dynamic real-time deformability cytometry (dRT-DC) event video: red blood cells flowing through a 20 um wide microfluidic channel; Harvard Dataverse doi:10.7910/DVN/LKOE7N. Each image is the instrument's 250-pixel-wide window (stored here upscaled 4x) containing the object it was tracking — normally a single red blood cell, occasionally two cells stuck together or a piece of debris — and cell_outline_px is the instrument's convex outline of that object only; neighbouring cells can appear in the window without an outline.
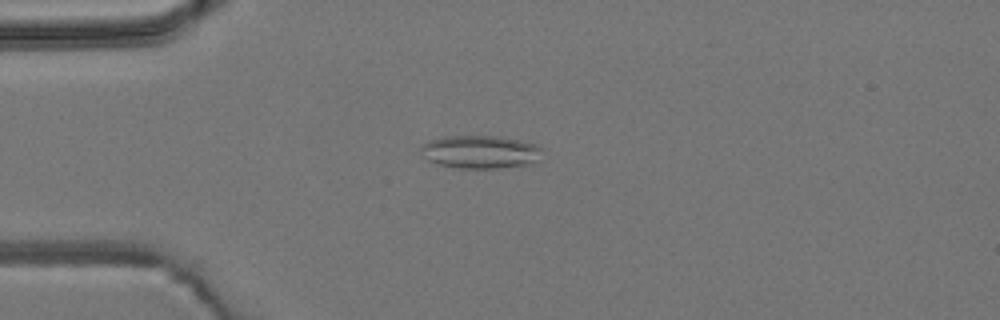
{"species": "common noctule bat (a hibernating species)", "species_latin": "Nyctalus noctula", "temperature_condition": "room temperature", "stored_images_in_passage": 4, "camera_frame_rate_fps": 3000, "um_per_image_px": 0.085, "animal": {"sex": "male", "body_mass_g": 19.2, "forearm_length_mm": 51.8}, "frame": {"image": 1, "passage_image": 1, "time_ms": 0.0, "image_size_px": [1000, 320], "cell_outline_px": [[540, 160], [532, 164], [496, 168], [460, 168], [440, 164], [428, 160], [420, 152], [420, 144], [428, 140], [444, 136], [500, 136], [520, 140], [536, 144], [540, 148]], "centroid_in_image_um": [40.81, 12.9], "position_along_channel_um": 44.2, "area_um2": 23.52}}
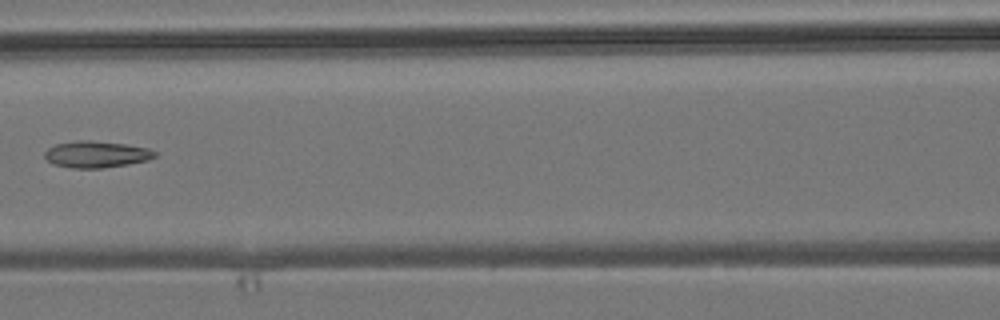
{"frame": {"image": 2, "passage_image": 4, "time_ms": 3.333, "image_size_px": [1000, 320], "cell_outline_px": [[160, 152], [156, 156], [148, 160], [128, 164], [104, 168], [72, 168], [52, 164], [44, 156], [44, 152], [48, 148], [56, 144], [76, 140], [92, 140], [128, 144], [148, 148]], "centroid_in_image_um": [8.22, 13.11], "position_along_channel_um": 158.4, "area_um2": 17.34}}